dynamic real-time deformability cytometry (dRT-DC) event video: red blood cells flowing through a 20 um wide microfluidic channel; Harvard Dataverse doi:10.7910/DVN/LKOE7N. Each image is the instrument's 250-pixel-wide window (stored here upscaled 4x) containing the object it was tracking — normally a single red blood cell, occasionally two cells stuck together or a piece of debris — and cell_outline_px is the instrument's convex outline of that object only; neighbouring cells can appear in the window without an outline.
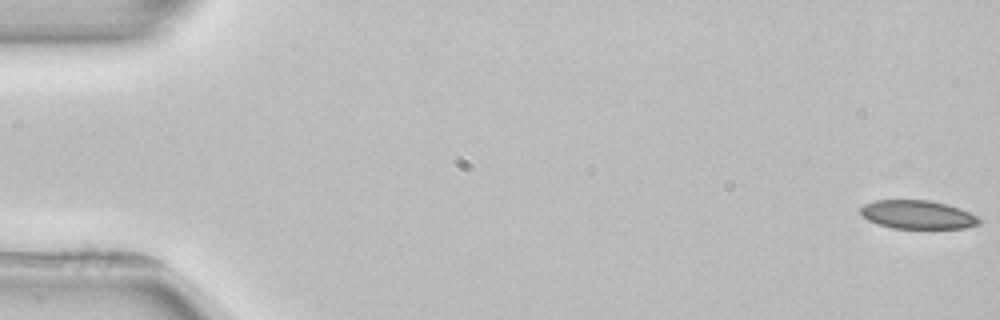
{"species": "common noctule bat (a hibernating species)", "species_latin": "Nyctalus noctula", "temperature_condition": "room temperature", "stored_images_in_passage": 4, "camera_frame_rate_fps": 3000, "um_per_image_px": 0.085, "animal": {"sex": "female", "body_mass_g": 22.7, "forearm_length_mm": 54.2}, "frame": {"image": 1, "passage_image": 1, "time_ms": 0.0, "image_size_px": [1000, 320], "cell_outline_px": [[980, 224], [964, 228], [892, 228], [868, 220], [860, 212], [860, 208], [864, 204], [876, 200], [928, 200], [960, 208], [976, 216], [980, 220]], "centroid_in_image_um": [77.99, 18.24], "position_along_channel_um": 7.0, "area_um2": 19.48}}
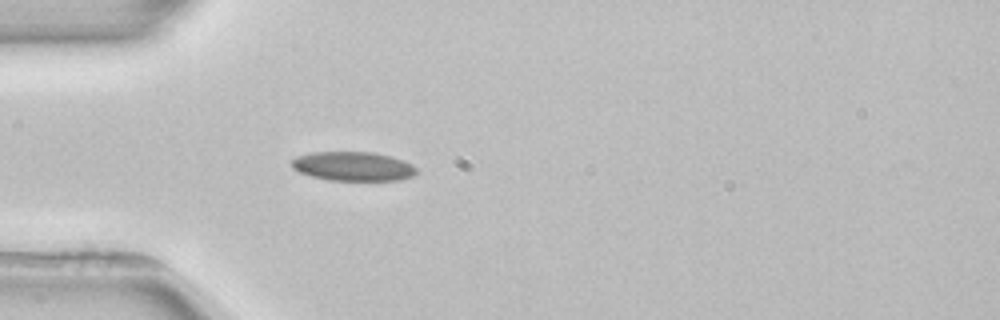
{"frame": {"image": 2, "passage_image": 4, "time_ms": 5.0, "image_size_px": [1000, 320], "cell_outline_px": [[416, 172], [412, 176], [400, 180], [328, 180], [312, 176], [300, 172], [292, 168], [292, 160], [296, 156], [312, 152], [372, 152], [392, 156], [404, 160], [412, 164], [416, 168]], "centroid_in_image_um": [30.02, 14.13], "position_along_channel_um": 55.0, "area_um2": 21.21}}